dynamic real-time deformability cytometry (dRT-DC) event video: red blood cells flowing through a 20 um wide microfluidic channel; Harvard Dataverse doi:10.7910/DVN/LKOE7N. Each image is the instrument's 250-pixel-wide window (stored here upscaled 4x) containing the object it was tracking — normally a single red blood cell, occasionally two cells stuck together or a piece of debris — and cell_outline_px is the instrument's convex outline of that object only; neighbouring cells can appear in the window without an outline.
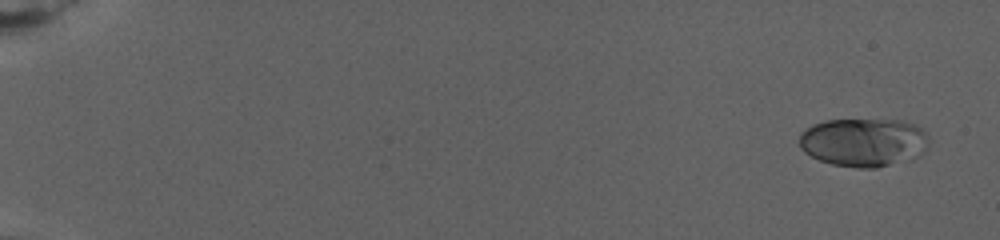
{"species": "human", "species_latin": "Homo sapiens", "temperature_condition": "warm", "stored_images_in_passage": 36, "camera_frame_rate_fps": 3000, "um_per_image_px": 0.085, "donor": {"sex": "female"}, "frame": {"image": 1, "passage_image": 1, "time_ms": 0.0, "image_size_px": [1000, 240], "cell_outline_px": [[928, 140], [920, 156], [876, 168], [856, 168], [832, 164], [820, 160], [804, 152], [800, 148], [800, 132], [812, 124], [828, 120], [900, 120], [916, 124], [928, 136]], "centroid_in_image_um": [73.38, 12.09], "position_along_channel_um": 11.6, "area_um2": 36.53}}
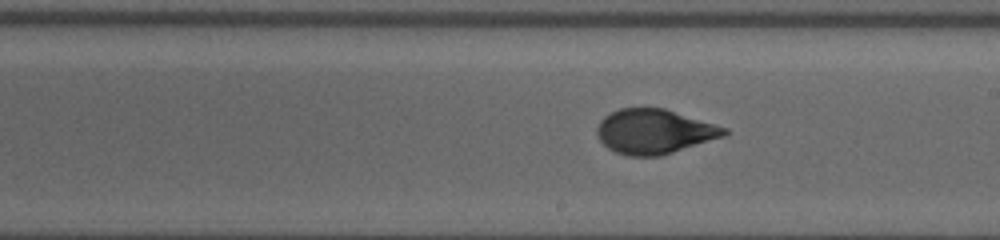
{"frame": {"image": 2, "passage_image": 20, "time_ms": 15.333, "image_size_px": [1000, 240], "cell_outline_px": [[728, 132], [724, 136], [660, 156], [628, 156], [616, 152], [608, 148], [596, 136], [596, 128], [600, 120], [604, 116], [620, 108], [664, 108], [728, 128]], "centroid_in_image_um": [55.59, 11.18], "position_along_channel_um": 233.4, "area_um2": 32.95}}
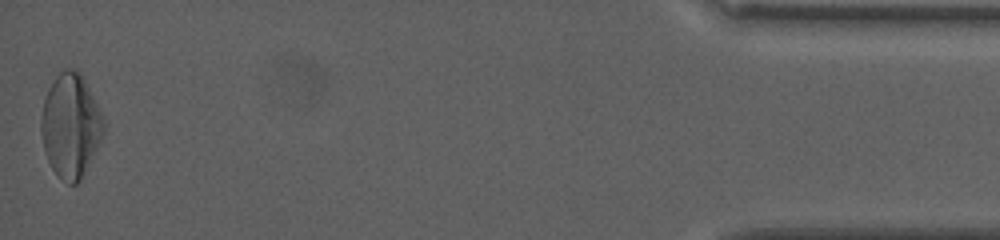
{"frame": {"image": 3, "passage_image": 36, "time_ms": 25.667, "image_size_px": [1000, 240], "cell_outline_px": [[104, 132], [80, 180], [76, 184], [68, 184], [52, 168], [44, 152], [40, 132], [40, 120], [44, 100], [48, 88], [56, 76], [64, 68], [72, 68], [80, 72], [104, 116]], "centroid_in_image_um": [5.98, 10.64], "position_along_channel_um": 429.2, "area_um2": 37.57}, "authors_computed_cell_mechanics": {"area_um2": 33.6396, "velocity_mm_per_s": 2.6426, "shape_relaxation_time_tau1_ms": 8.5912, "shape_relaxation_time_tau2_ms": null, "deformation_change_tau1": 0.2326, "deformation_change_tau2": null}}